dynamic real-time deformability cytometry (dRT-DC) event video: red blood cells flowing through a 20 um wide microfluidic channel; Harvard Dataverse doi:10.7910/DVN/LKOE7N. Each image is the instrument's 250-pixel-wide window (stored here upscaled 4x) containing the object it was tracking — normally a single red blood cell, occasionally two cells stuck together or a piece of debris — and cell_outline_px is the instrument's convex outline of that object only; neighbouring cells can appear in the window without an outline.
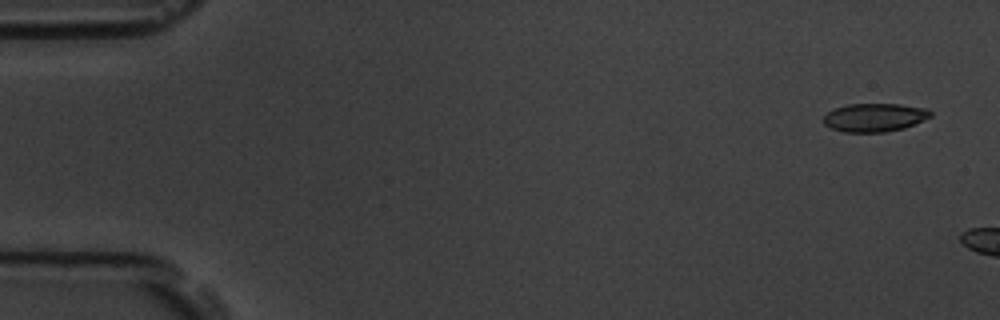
{"species": "common noctule bat (a hibernating species)", "species_latin": "Nyctalus noctula", "temperature_condition": "room temperature", "stored_images_in_passage": 3, "camera_frame_rate_fps": 3000, "um_per_image_px": 0.085, "animal": {"sex": "male", "body_mass_g": 19.5, "forearm_length_mm": 54.6}, "frame": {"image": 1, "passage_image": 1, "time_ms": 0.0, "image_size_px": [1000, 320], "cell_outline_px": [[932, 116], [904, 128], [884, 132], [844, 132], [832, 128], [824, 124], [824, 116], [828, 112], [836, 108], [848, 104], [900, 104], [928, 108], [932, 112]], "centroid_in_image_um": [74.36, 9.98], "position_along_channel_um": 10.6, "area_um2": 17.63}}